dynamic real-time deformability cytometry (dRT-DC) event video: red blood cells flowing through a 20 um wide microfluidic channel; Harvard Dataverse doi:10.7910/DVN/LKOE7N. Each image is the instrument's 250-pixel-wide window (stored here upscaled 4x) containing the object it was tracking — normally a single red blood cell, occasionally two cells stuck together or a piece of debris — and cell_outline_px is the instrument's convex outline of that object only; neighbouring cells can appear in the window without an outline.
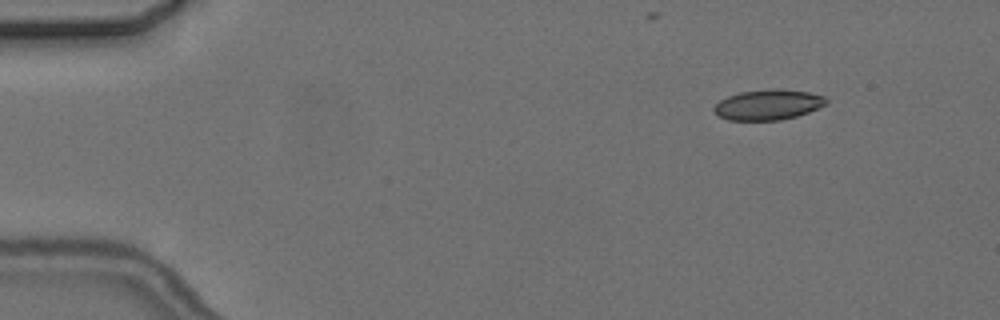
{"species": "common noctule bat (a hibernating species)", "species_latin": "Nyctalus noctula", "temperature_condition": "cold", "stored_images_in_passage": 7, "camera_frame_rate_fps": 3000, "um_per_image_px": 0.085, "animal": {"sex": "female", "body_mass_g": 24.6, "forearm_length_mm": 56.2}, "frame": {"image": 1, "passage_image": 2, "time_ms": 1.333, "image_size_px": [1000, 320], "cell_outline_px": [[828, 100], [824, 104], [808, 112], [796, 116], [780, 120], [728, 120], [720, 116], [712, 108], [720, 100], [728, 96], [740, 92], [776, 88], [808, 92], [824, 96]], "centroid_in_image_um": [65.27, 8.89], "position_along_channel_um": 19.7, "area_um2": 19.59}}
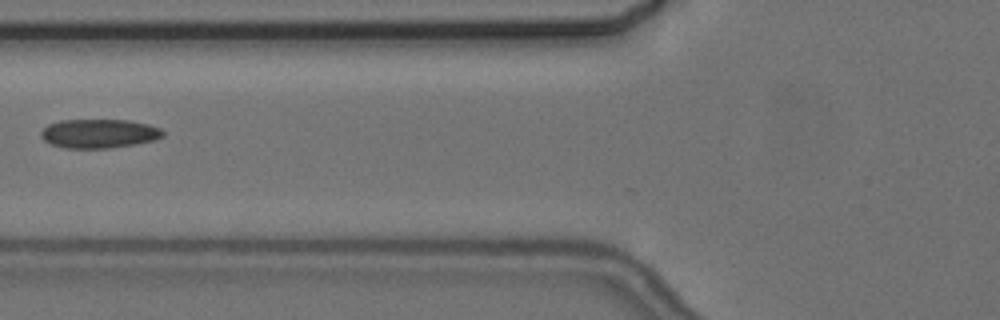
{"frame": {"image": 2, "passage_image": 6, "time_ms": 6.667, "image_size_px": [1000, 320], "cell_outline_px": [[164, 136], [152, 140], [136, 144], [112, 148], [64, 148], [52, 144], [44, 140], [40, 136], [40, 132], [48, 124], [60, 120], [128, 120], [148, 124], [160, 128], [164, 132]], "centroid_in_image_um": [8.41, 11.35], "position_along_channel_um": 117.4, "area_um2": 20.63}}
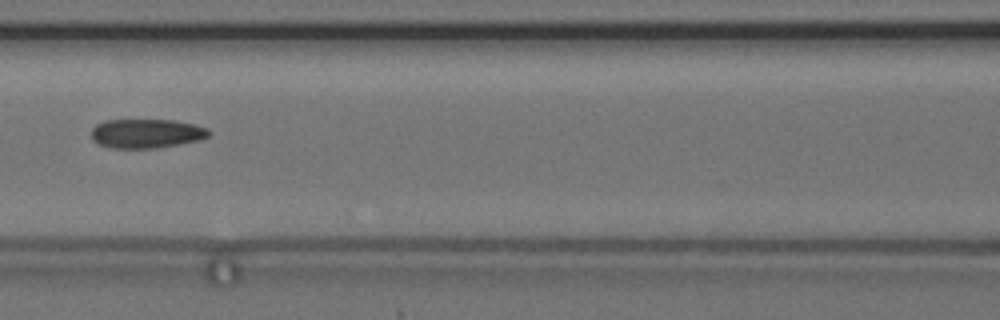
{"frame": {"image": 3, "passage_image": 7, "time_ms": 7.667, "image_size_px": [1000, 320], "cell_outline_px": [[212, 132], [208, 136], [200, 140], [156, 148], [112, 148], [100, 144], [92, 140], [92, 128], [96, 124], [104, 120], [172, 120], [192, 124], [208, 128]], "centroid_in_image_um": [12.44, 11.34], "position_along_channel_um": 154.2, "area_um2": 19.94}}